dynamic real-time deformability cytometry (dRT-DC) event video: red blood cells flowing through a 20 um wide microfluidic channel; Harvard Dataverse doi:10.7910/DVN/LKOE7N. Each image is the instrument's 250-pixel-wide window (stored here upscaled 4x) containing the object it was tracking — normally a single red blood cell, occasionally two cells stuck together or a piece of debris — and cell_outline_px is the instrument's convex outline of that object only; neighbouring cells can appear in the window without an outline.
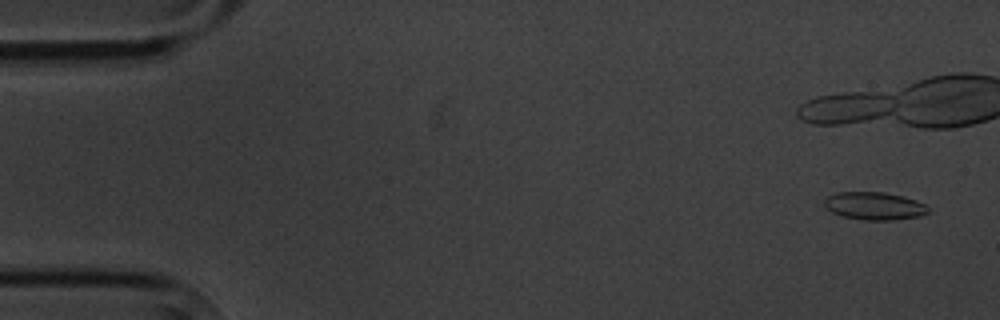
{"species": "common noctule bat (a hibernating species)", "species_latin": "Nyctalus noctula", "temperature_condition": "cold", "stored_images_in_passage": 4, "camera_frame_rate_fps": 3000, "um_per_image_px": 0.085, "animal": {"sex": "male", "body_mass_g": 20.1, "forearm_length_mm": 53.5}, "frame": {"image": 1, "passage_image": 1, "time_ms": 0.0, "image_size_px": [1000, 320], "cell_outline_px": [[928, 212], [920, 216], [892, 220], [864, 220], [844, 216], [832, 212], [824, 204], [824, 200], [828, 196], [836, 192], [884, 192], [904, 196], [916, 200], [924, 204], [928, 208]], "centroid_in_image_um": [74.33, 17.49], "position_along_channel_um": 10.7, "area_um2": 16.7}}